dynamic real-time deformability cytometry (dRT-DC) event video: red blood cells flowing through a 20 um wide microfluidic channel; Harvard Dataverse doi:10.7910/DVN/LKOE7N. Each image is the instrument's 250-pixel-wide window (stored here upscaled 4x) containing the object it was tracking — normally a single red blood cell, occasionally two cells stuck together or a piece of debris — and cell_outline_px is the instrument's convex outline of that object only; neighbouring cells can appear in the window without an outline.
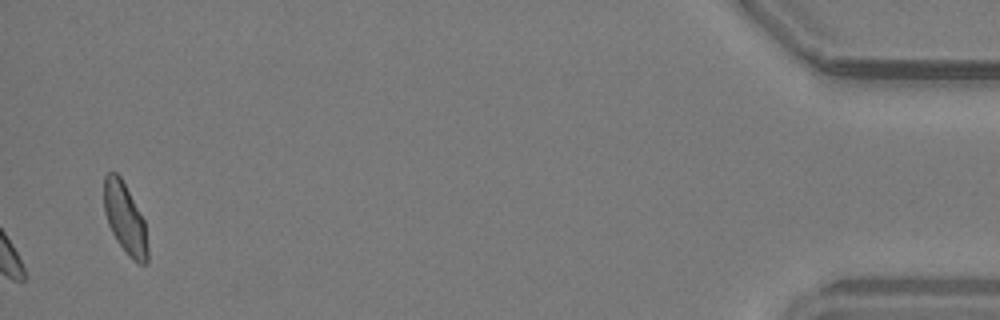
{"species": "common noctule bat (a hibernating species)", "species_latin": "Nyctalus noctula", "temperature_condition": "warm", "stored_images_in_passage": 33, "camera_frame_rate_fps": 3000, "um_per_image_px": 0.085, "animal": {"sex": "male", "body_mass_g": 19.2, "forearm_length_mm": 51.8}, "frame": {"image": 1, "passage_image": 33, "time_ms": 10.667, "image_size_px": [1000, 320], "cell_outline_px": [[148, 260], [144, 264], [140, 264], [132, 260], [116, 240], [108, 224], [104, 212], [104, 176], [108, 172], [116, 172], [120, 176], [144, 220], [148, 248]], "centroid_in_image_um": [10.62, 18.59], "position_along_channel_um": 424.6, "area_um2": 17.86}}